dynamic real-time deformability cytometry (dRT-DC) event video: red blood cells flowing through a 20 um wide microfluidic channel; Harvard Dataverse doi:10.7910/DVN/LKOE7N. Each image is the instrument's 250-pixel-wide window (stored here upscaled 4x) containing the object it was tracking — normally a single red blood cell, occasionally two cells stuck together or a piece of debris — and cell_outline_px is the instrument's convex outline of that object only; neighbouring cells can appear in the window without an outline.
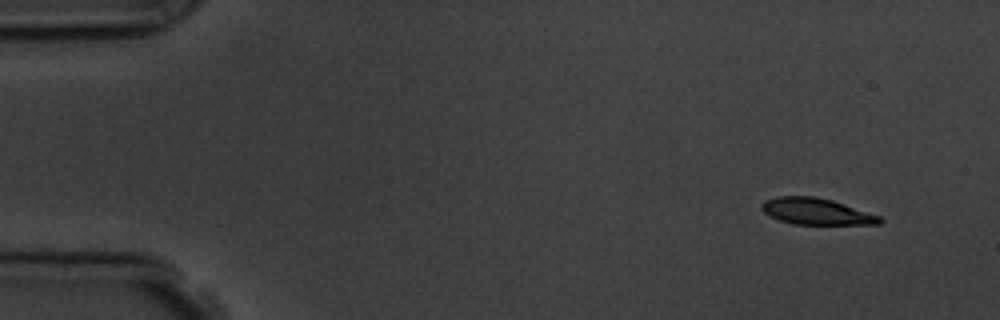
{"species": "common noctule bat (a hibernating species)", "species_latin": "Nyctalus noctula", "temperature_condition": "room temperature", "stored_images_in_passage": 5, "camera_frame_rate_fps": 3000, "um_per_image_px": 0.085, "animal": {"sex": "male", "body_mass_g": 19.5, "forearm_length_mm": 54.6}, "frame": {"image": 1, "passage_image": 1, "time_ms": 0.0, "image_size_px": [1000, 320], "cell_outline_px": [[884, 220], [880, 224], [792, 224], [768, 216], [760, 208], [760, 204], [764, 200], [776, 196], [816, 196], [832, 200], [880, 216]], "centroid_in_image_um": [69.34, 17.96], "position_along_channel_um": 15.7, "area_um2": 18.26}}
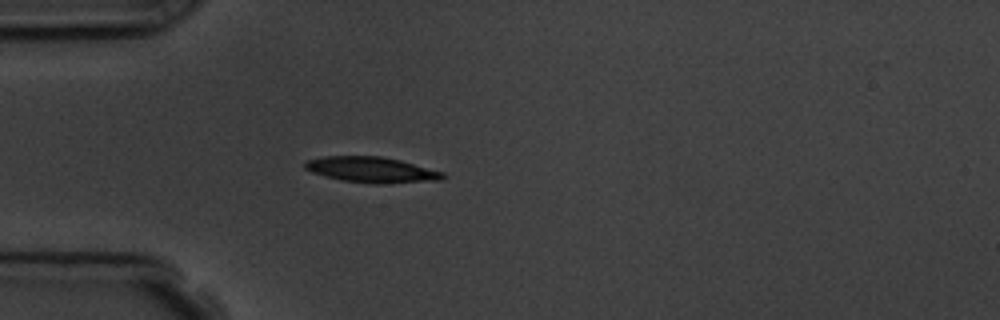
{"frame": {"image": 2, "passage_image": 4, "time_ms": 3.667, "image_size_px": [1000, 320], "cell_outline_px": [[448, 176], [440, 180], [380, 184], [376, 184], [344, 180], [324, 176], [312, 172], [304, 168], [304, 164], [308, 160], [324, 156], [380, 156], [400, 160], [444, 172]], "centroid_in_image_um": [31.61, 14.43], "position_along_channel_um": 53.4, "area_um2": 20.52}}